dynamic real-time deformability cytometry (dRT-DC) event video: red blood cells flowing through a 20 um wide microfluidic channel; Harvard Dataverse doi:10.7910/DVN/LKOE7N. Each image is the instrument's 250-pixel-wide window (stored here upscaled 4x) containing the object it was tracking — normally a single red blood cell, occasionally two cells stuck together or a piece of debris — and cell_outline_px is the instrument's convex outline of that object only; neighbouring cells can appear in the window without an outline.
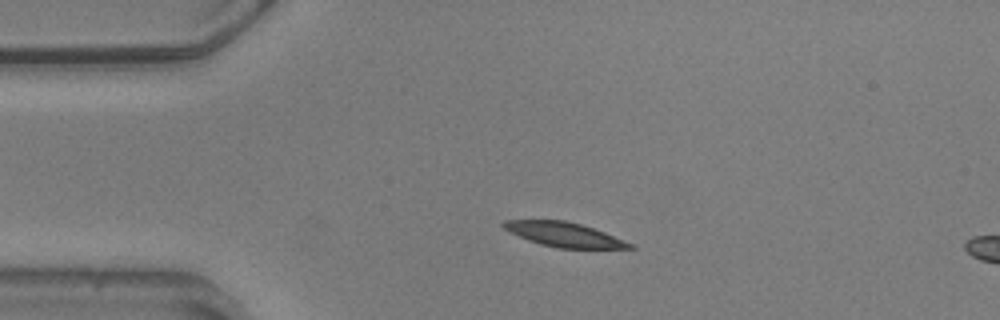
{"species": "common noctule bat (a hibernating species)", "species_latin": "Nyctalus noctula", "temperature_condition": "warm", "stored_images_in_passage": 15, "camera_frame_rate_fps": 3000, "um_per_image_px": 0.085, "animal": {"sex": "male", "body_mass_g": 20.5, "forearm_length_mm": 52.5}, "frame": {"image": 1, "passage_image": 11, "time_ms": 3.333, "image_size_px": [1000, 320], "cell_outline_px": [[636, 248], [560, 248], [540, 244], [528, 240], [504, 228], [500, 224], [504, 220], [564, 220], [580, 224], [604, 232], [632, 244]], "centroid_in_image_um": [47.92, 19.93], "position_along_channel_um": 37.1, "area_um2": 17.57}}